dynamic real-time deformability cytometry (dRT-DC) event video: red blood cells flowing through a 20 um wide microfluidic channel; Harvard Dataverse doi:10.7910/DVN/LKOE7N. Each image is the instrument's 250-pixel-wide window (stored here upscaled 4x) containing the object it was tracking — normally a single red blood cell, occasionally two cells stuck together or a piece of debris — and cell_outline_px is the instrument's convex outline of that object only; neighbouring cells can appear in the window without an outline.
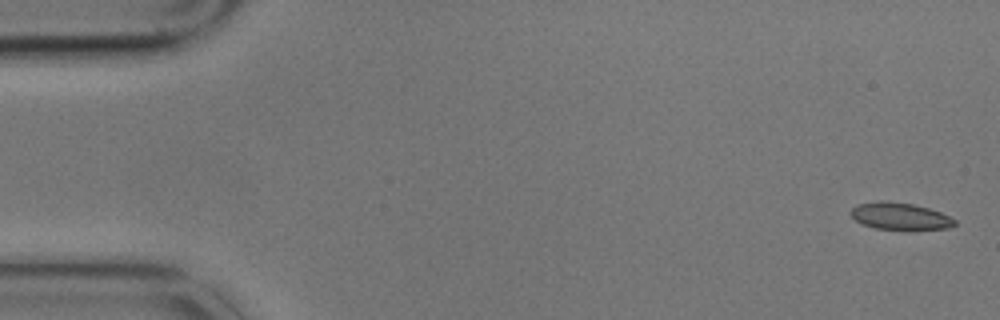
{"species": "common noctule bat (a hibernating species)", "species_latin": "Nyctalus noctula", "temperature_condition": "cold", "stored_images_in_passage": 4, "camera_frame_rate_fps": 3000, "um_per_image_px": 0.085, "animal": {"sex": "male", "body_mass_g": 17.9}, "frame": {"image": 1, "passage_image": 1, "time_ms": 0.0, "image_size_px": [1000, 320], "cell_outline_px": [[956, 224], [948, 228], [912, 232], [876, 228], [864, 224], [856, 220], [848, 212], [856, 204], [880, 200], [888, 200], [912, 204], [928, 208], [940, 212], [956, 220]], "centroid_in_image_um": [76.51, 18.4], "position_along_channel_um": 8.5, "area_um2": 16.99}}
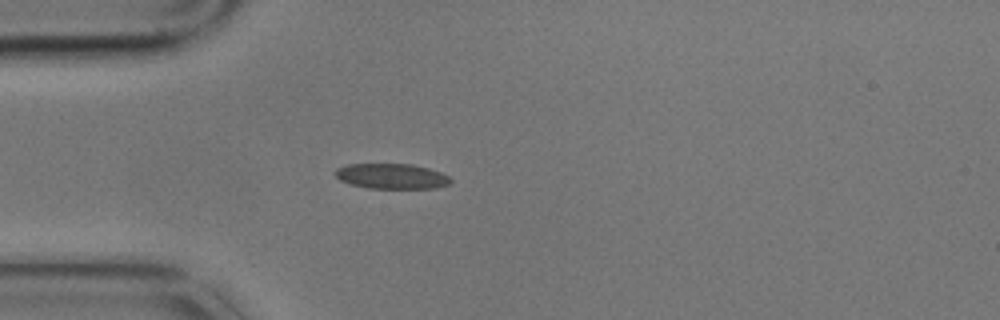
{"frame": {"image": 2, "passage_image": 4, "time_ms": 1.0, "image_size_px": [1000, 320], "cell_outline_px": [[452, 184], [436, 188], [368, 188], [352, 184], [340, 180], [332, 172], [336, 168], [348, 164], [412, 164], [428, 168], [440, 172], [448, 176], [452, 180]], "centroid_in_image_um": [33.29, 14.97], "position_along_channel_um": 51.7, "area_um2": 17.05}}